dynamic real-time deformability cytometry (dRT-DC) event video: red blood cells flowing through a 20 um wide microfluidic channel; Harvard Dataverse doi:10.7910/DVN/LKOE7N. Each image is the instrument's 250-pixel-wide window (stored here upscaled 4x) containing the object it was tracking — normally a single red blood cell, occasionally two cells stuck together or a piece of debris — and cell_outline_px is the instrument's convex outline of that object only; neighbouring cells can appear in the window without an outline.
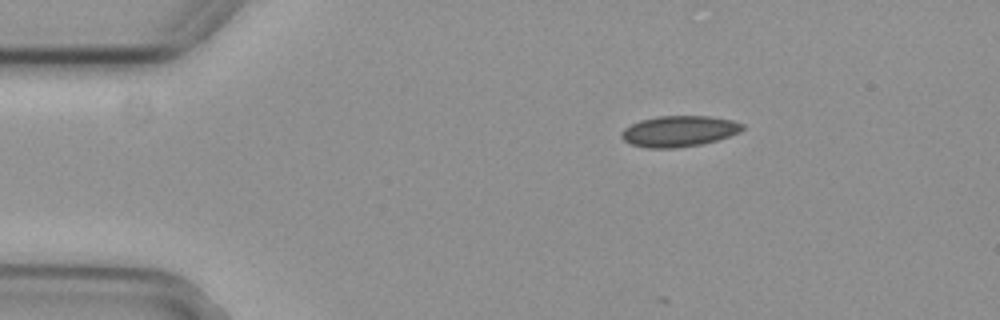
{"species": "common noctule bat (a hibernating species)", "species_latin": "Nyctalus noctula", "temperature_condition": "cold", "stored_images_in_passage": 3, "camera_frame_rate_fps": 3000, "um_per_image_px": 0.085, "animal": {"sex": "female", "body_mass_g": 29.2, "forearm_length_mm": 56.3}, "frame": {"image": 1, "passage_image": 1, "time_ms": 0.0, "image_size_px": [1000, 320], "cell_outline_px": [[744, 128], [740, 132], [716, 140], [700, 144], [676, 148], [648, 148], [632, 144], [624, 140], [620, 136], [620, 132], [624, 128], [640, 120], [656, 116], [712, 116], [732, 120], [744, 124]], "centroid_in_image_um": [57.71, 11.14], "position_along_channel_um": 27.3, "area_um2": 21.79}}
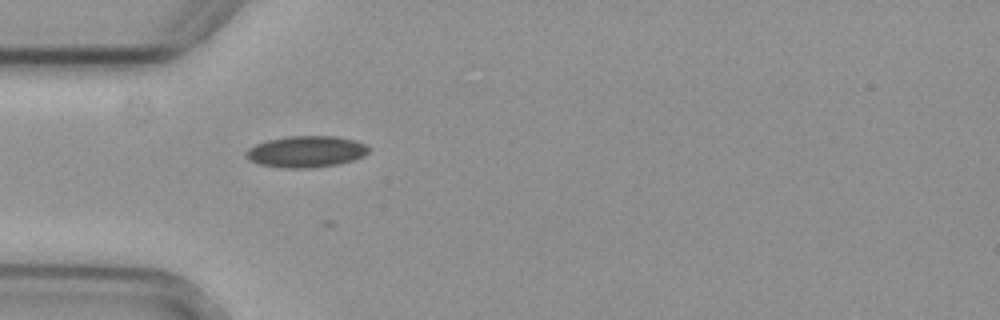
{"frame": {"image": 2, "passage_image": 3, "time_ms": 0.667, "image_size_px": [1000, 320], "cell_outline_px": [[372, 148], [364, 156], [352, 160], [336, 164], [300, 168], [288, 168], [260, 164], [248, 160], [244, 156], [244, 152], [248, 148], [256, 144], [268, 140], [288, 136], [336, 136], [356, 140]], "centroid_in_image_um": [26.01, 12.87], "position_along_channel_um": 59.0, "area_um2": 22.37}}